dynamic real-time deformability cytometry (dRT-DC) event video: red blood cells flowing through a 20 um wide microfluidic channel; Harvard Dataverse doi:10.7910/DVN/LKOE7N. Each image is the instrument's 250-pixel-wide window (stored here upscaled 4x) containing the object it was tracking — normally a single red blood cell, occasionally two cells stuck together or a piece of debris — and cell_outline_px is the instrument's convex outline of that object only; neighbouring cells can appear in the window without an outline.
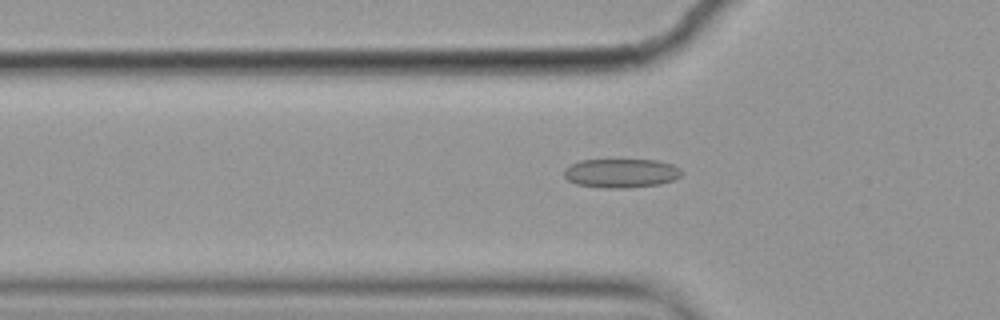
{"species": "common noctule bat (a hibernating species)", "species_latin": "Nyctalus noctula", "temperature_condition": "cold", "stored_images_in_passage": 55, "camera_frame_rate_fps": 3000, "um_per_image_px": 0.085, "animal": {"sex": "female", "body_mass_g": 19.9}, "frame": {"image": 1, "passage_image": 17, "time_ms": 5.333, "image_size_px": [1000, 320], "cell_outline_px": [[684, 172], [680, 176], [672, 180], [660, 184], [624, 188], [604, 188], [576, 184], [568, 180], [564, 176], [564, 168], [580, 160], [656, 160], [672, 164], [680, 168]], "centroid_in_image_um": [52.79, 14.72], "position_along_channel_um": 73.0, "area_um2": 19.88}}
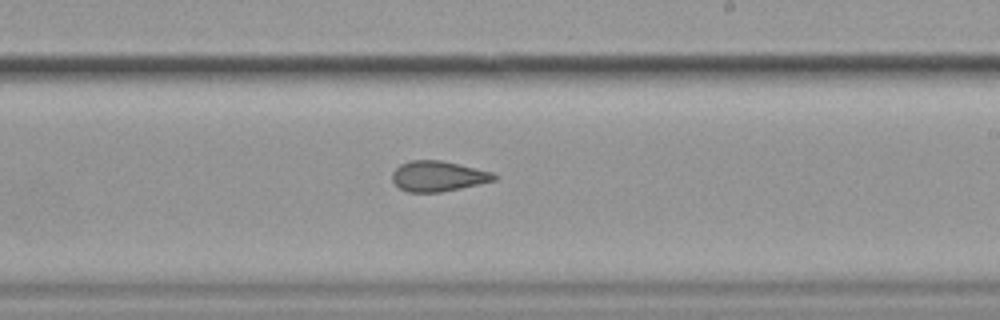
{"frame": {"image": 2, "passage_image": 32, "time_ms": 10.333, "image_size_px": [1000, 320], "cell_outline_px": [[496, 180], [460, 188], [440, 192], [408, 192], [400, 188], [392, 180], [392, 172], [400, 164], [412, 160], [440, 160], [492, 172], [496, 176]], "centroid_in_image_um": [37.2, 14.97], "position_along_channel_um": 251.8, "area_um2": 17.8}}
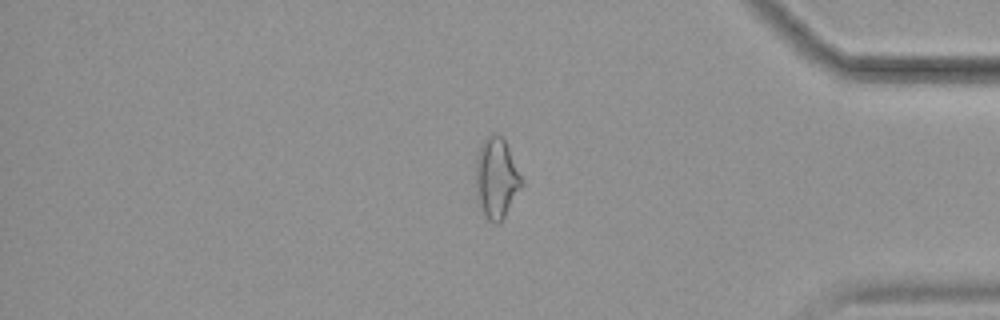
{"frame": {"image": 3, "passage_image": 46, "time_ms": 15.0, "image_size_px": [1000, 320], "cell_outline_px": [[524, 184], [504, 216], [496, 224], [492, 224], [488, 220], [480, 204], [476, 184], [476, 160], [480, 144], [488, 136], [496, 132], [504, 140], [524, 180]], "centroid_in_image_um": [42.22, 15.12], "position_along_channel_um": 393.0, "area_um2": 21.15}, "authors_computed_cell_mechanics": {"area_um2": 19.8832, "velocity_mm_per_s": 3.5818, "shape_relaxation_time_tau1_ms": null, "shape_relaxation_time_tau2_ms": 2.1076, "deformation_change_tau1": null, "deformation_change_tau2": 0.0915}}